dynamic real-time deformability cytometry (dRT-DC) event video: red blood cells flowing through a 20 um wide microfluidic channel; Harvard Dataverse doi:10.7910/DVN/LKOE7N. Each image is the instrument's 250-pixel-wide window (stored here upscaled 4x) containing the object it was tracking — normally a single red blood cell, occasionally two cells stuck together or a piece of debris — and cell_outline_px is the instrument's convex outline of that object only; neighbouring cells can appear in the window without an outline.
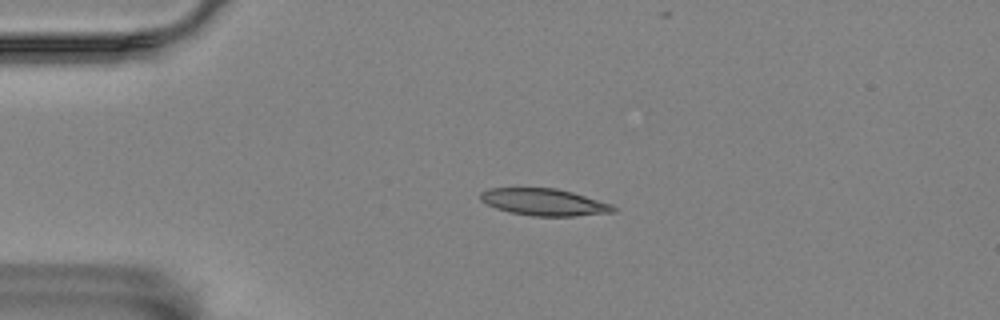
{"species": "Egyptian fruit bat (a non-hibernating species)", "species_latin": "Rousettus aegyptiacus", "temperature_condition": "room temperature", "stored_images_in_passage": 2, "camera_frame_rate_fps": 3000, "um_per_image_px": 0.085, "animal": {"sex": "female"}, "frame": {"image": 1, "passage_image": 1, "time_ms": 0.0, "image_size_px": [1000, 320], "cell_outline_px": [[616, 212], [576, 216], [532, 216], [508, 212], [496, 208], [480, 200], [480, 192], [488, 188], [556, 188], [572, 192], [612, 204], [616, 208]], "centroid_in_image_um": [46.25, 17.18], "position_along_channel_um": 38.8, "area_um2": 20.92}}